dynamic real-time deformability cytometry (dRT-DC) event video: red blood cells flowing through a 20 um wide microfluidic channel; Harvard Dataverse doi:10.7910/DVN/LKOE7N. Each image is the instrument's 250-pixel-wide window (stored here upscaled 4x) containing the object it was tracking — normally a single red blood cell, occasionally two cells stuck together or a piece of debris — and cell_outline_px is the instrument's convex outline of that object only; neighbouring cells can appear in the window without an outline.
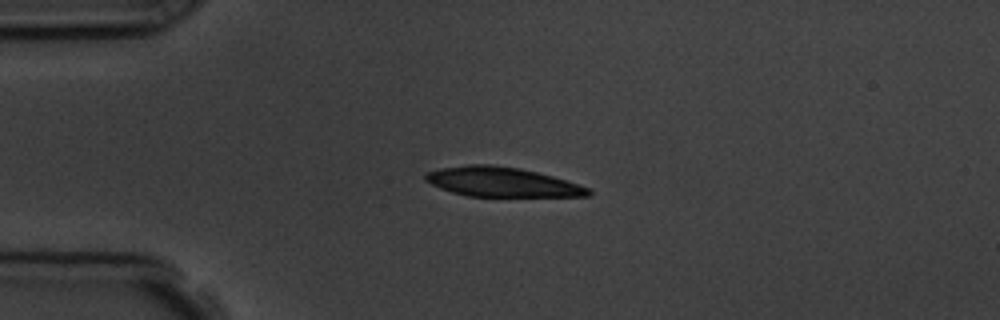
{"species": "common noctule bat (a hibernating species)", "species_latin": "Nyctalus noctula", "temperature_condition": "room temperature", "stored_images_in_passage": 2, "camera_frame_rate_fps": 3000, "um_per_image_px": 0.085, "animal": {"sex": "male", "body_mass_g": 19.5, "forearm_length_mm": 54.6}, "frame": {"image": 1, "passage_image": 1, "time_ms": 0.0, "image_size_px": [1000, 320], "cell_outline_px": [[592, 192], [588, 196], [468, 196], [452, 192], [440, 188], [424, 180], [424, 172], [440, 168], [468, 164], [492, 164], [520, 168], [552, 176], [588, 188]], "centroid_in_image_um": [42.58, 15.46], "position_along_channel_um": 42.4, "area_um2": 27.86}}